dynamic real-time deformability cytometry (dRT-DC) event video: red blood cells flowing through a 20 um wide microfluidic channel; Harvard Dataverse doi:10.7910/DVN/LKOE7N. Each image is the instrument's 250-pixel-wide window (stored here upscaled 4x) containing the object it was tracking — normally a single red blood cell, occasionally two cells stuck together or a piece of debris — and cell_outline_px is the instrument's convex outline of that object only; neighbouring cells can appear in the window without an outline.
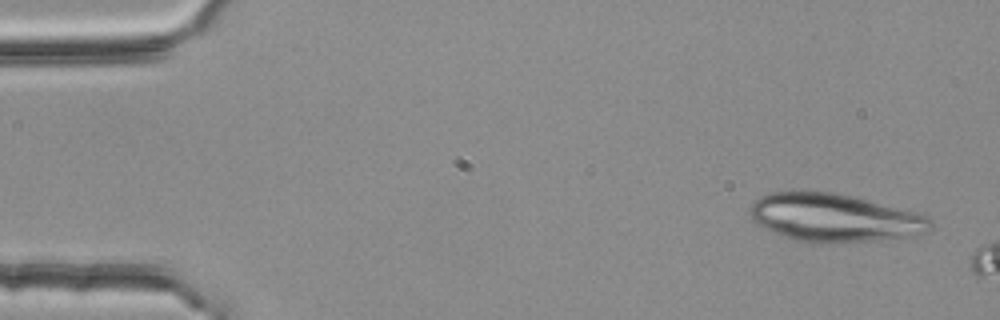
{"species": "common noctule bat (a hibernating species)", "species_latin": "Nyctalus noctula", "temperature_condition": "room temperature", "stored_images_in_passage": 2, "camera_frame_rate_fps": 3000, "um_per_image_px": 0.085, "animal": {"sex": "female", "body_mass_g": 25.1}, "frame": {"image": 1, "passage_image": 1, "time_ms": 0.0, "image_size_px": [1000, 320], "cell_outline_px": [[932, 228], [928, 232], [916, 236], [880, 240], [828, 244], [796, 240], [764, 228], [756, 224], [752, 220], [748, 212], [752, 204], [760, 196], [772, 192], [836, 192], [920, 212], [928, 216], [932, 220]], "centroid_in_image_um": [71.0, 18.52], "position_along_channel_um": 14.0, "area_um2": 51.1}}